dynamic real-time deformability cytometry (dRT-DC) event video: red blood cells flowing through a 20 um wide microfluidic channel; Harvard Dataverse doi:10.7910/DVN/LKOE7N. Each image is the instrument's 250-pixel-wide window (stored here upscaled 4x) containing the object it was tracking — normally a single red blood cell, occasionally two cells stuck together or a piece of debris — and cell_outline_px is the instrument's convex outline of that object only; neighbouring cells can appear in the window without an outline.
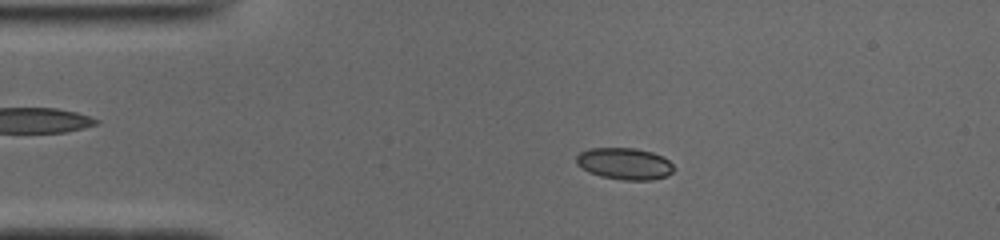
{"species": "common noctule bat (a hibernating species)", "species_latin": "Nyctalus noctula", "temperature_condition": "cold", "stored_images_in_passage": 50, "camera_frame_rate_fps": 3000, "um_per_image_px": 0.085, "animal": {"sex": "male", "body_mass_g": 19.0, "forearm_length_mm": 50.8}, "frame": {"image": 1, "passage_image": 9, "time_ms": 2.667, "image_size_px": [1000, 240], "cell_outline_px": [[672, 172], [668, 176], [652, 180], [624, 180], [600, 176], [588, 172], [576, 164], [576, 156], [580, 152], [588, 148], [636, 148], [652, 152], [664, 156], [672, 164]], "centroid_in_image_um": [53.08, 13.91], "position_along_channel_um": 31.9, "area_um2": 18.15}}
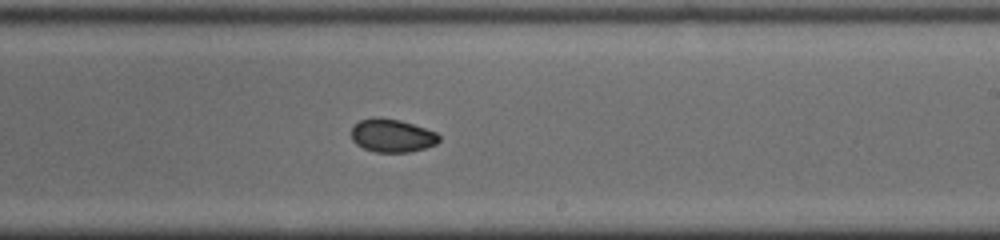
{"frame": {"image": 2, "passage_image": 29, "time_ms": 9.333, "image_size_px": [1000, 240], "cell_outline_px": [[440, 140], [436, 144], [424, 148], [408, 152], [376, 152], [364, 148], [356, 144], [352, 140], [352, 124], [360, 120], [372, 116], [380, 116], [400, 120], [436, 132], [440, 136]], "centroid_in_image_um": [33.29, 11.5], "position_along_channel_um": 255.7, "area_um2": 17.11}}
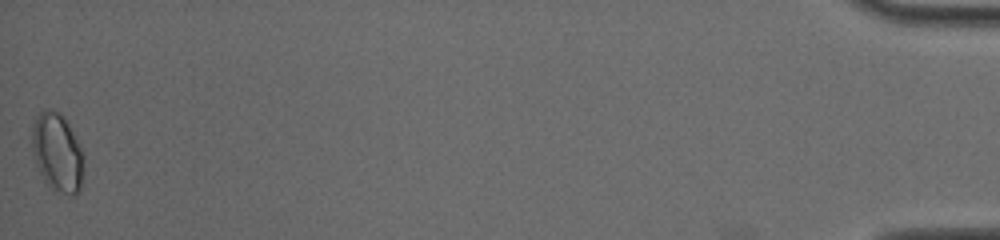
{"frame": {"image": 3, "passage_image": 50, "time_ms": 16.333, "image_size_px": [1000, 240], "cell_outline_px": [[84, 160], [80, 192], [72, 196], [52, 188], [44, 180], [36, 164], [32, 148], [32, 128], [36, 116], [40, 112], [52, 108], [60, 112], [64, 116], [80, 148]], "centroid_in_image_um": [4.87, 12.95], "position_along_channel_um": 430.3, "area_um2": 23.41}, "authors_computed_cell_mechanics": {"area_um2": 17.629, "velocity_mm_per_s": 3.9255, "shape_relaxation_time_tau1_ms": 8.6096, "shape_relaxation_time_tau2_ms": 2.4825, "deformation_change_tau1": 0.1405, "deformation_change_tau2": 0.04}}